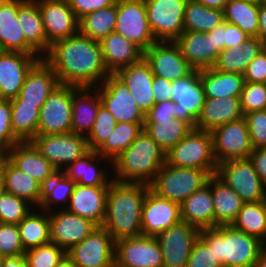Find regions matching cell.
Returning a JSON list of instances; mask_svg holds the SVG:
<instances>
[{"label": "cell", "instance_id": "cell-1", "mask_svg": "<svg viewBox=\"0 0 266 267\" xmlns=\"http://www.w3.org/2000/svg\"><path fill=\"white\" fill-rule=\"evenodd\" d=\"M43 59L52 67L60 85L97 87L110 74L100 42L79 32L51 45Z\"/></svg>", "mask_w": 266, "mask_h": 267}, {"label": "cell", "instance_id": "cell-2", "mask_svg": "<svg viewBox=\"0 0 266 267\" xmlns=\"http://www.w3.org/2000/svg\"><path fill=\"white\" fill-rule=\"evenodd\" d=\"M149 189V185L143 183H110L102 227L115 242L142 235V206Z\"/></svg>", "mask_w": 266, "mask_h": 267}, {"label": "cell", "instance_id": "cell-3", "mask_svg": "<svg viewBox=\"0 0 266 267\" xmlns=\"http://www.w3.org/2000/svg\"><path fill=\"white\" fill-rule=\"evenodd\" d=\"M199 239L212 251L223 267H254L266 244L259 238L219 225L201 229Z\"/></svg>", "mask_w": 266, "mask_h": 267}, {"label": "cell", "instance_id": "cell-4", "mask_svg": "<svg viewBox=\"0 0 266 267\" xmlns=\"http://www.w3.org/2000/svg\"><path fill=\"white\" fill-rule=\"evenodd\" d=\"M166 163V153L143 129L112 162L113 181L150 184Z\"/></svg>", "mask_w": 266, "mask_h": 267}, {"label": "cell", "instance_id": "cell-5", "mask_svg": "<svg viewBox=\"0 0 266 267\" xmlns=\"http://www.w3.org/2000/svg\"><path fill=\"white\" fill-rule=\"evenodd\" d=\"M211 176L203 169L174 167L166 162L149 188L157 196L181 204L193 192L206 185Z\"/></svg>", "mask_w": 266, "mask_h": 267}, {"label": "cell", "instance_id": "cell-6", "mask_svg": "<svg viewBox=\"0 0 266 267\" xmlns=\"http://www.w3.org/2000/svg\"><path fill=\"white\" fill-rule=\"evenodd\" d=\"M166 162L174 167L203 169L215 175L218 163L211 132L193 128L166 153Z\"/></svg>", "mask_w": 266, "mask_h": 267}, {"label": "cell", "instance_id": "cell-7", "mask_svg": "<svg viewBox=\"0 0 266 267\" xmlns=\"http://www.w3.org/2000/svg\"><path fill=\"white\" fill-rule=\"evenodd\" d=\"M30 142L58 172L90 151L86 136L73 132L36 135Z\"/></svg>", "mask_w": 266, "mask_h": 267}, {"label": "cell", "instance_id": "cell-8", "mask_svg": "<svg viewBox=\"0 0 266 267\" xmlns=\"http://www.w3.org/2000/svg\"><path fill=\"white\" fill-rule=\"evenodd\" d=\"M215 175L235 190L244 203L266 200V187L249 158L220 163Z\"/></svg>", "mask_w": 266, "mask_h": 267}, {"label": "cell", "instance_id": "cell-9", "mask_svg": "<svg viewBox=\"0 0 266 267\" xmlns=\"http://www.w3.org/2000/svg\"><path fill=\"white\" fill-rule=\"evenodd\" d=\"M73 85H58L40 107L37 135L72 132Z\"/></svg>", "mask_w": 266, "mask_h": 267}, {"label": "cell", "instance_id": "cell-10", "mask_svg": "<svg viewBox=\"0 0 266 267\" xmlns=\"http://www.w3.org/2000/svg\"><path fill=\"white\" fill-rule=\"evenodd\" d=\"M150 29L157 41H175L184 31L188 0H144Z\"/></svg>", "mask_w": 266, "mask_h": 267}, {"label": "cell", "instance_id": "cell-11", "mask_svg": "<svg viewBox=\"0 0 266 267\" xmlns=\"http://www.w3.org/2000/svg\"><path fill=\"white\" fill-rule=\"evenodd\" d=\"M115 32L143 51L157 42L148 23L144 0H117Z\"/></svg>", "mask_w": 266, "mask_h": 267}, {"label": "cell", "instance_id": "cell-12", "mask_svg": "<svg viewBox=\"0 0 266 267\" xmlns=\"http://www.w3.org/2000/svg\"><path fill=\"white\" fill-rule=\"evenodd\" d=\"M75 267H114L115 241L97 226L83 241L66 252Z\"/></svg>", "mask_w": 266, "mask_h": 267}, {"label": "cell", "instance_id": "cell-13", "mask_svg": "<svg viewBox=\"0 0 266 267\" xmlns=\"http://www.w3.org/2000/svg\"><path fill=\"white\" fill-rule=\"evenodd\" d=\"M214 156L218 164L248 159L254 150L245 118L228 122L211 131Z\"/></svg>", "mask_w": 266, "mask_h": 267}, {"label": "cell", "instance_id": "cell-14", "mask_svg": "<svg viewBox=\"0 0 266 267\" xmlns=\"http://www.w3.org/2000/svg\"><path fill=\"white\" fill-rule=\"evenodd\" d=\"M200 229L180 221L156 236L160 244L163 267H186Z\"/></svg>", "mask_w": 266, "mask_h": 267}, {"label": "cell", "instance_id": "cell-15", "mask_svg": "<svg viewBox=\"0 0 266 267\" xmlns=\"http://www.w3.org/2000/svg\"><path fill=\"white\" fill-rule=\"evenodd\" d=\"M114 267H163L156 237L140 235L116 241Z\"/></svg>", "mask_w": 266, "mask_h": 267}, {"label": "cell", "instance_id": "cell-16", "mask_svg": "<svg viewBox=\"0 0 266 267\" xmlns=\"http://www.w3.org/2000/svg\"><path fill=\"white\" fill-rule=\"evenodd\" d=\"M102 105L119 122H145V114L137 106L125 83L114 73H110L105 81L96 87Z\"/></svg>", "mask_w": 266, "mask_h": 267}, {"label": "cell", "instance_id": "cell-17", "mask_svg": "<svg viewBox=\"0 0 266 267\" xmlns=\"http://www.w3.org/2000/svg\"><path fill=\"white\" fill-rule=\"evenodd\" d=\"M145 61L154 76L176 81L190 75L195 69L182 56L174 41H157L144 51Z\"/></svg>", "mask_w": 266, "mask_h": 267}, {"label": "cell", "instance_id": "cell-18", "mask_svg": "<svg viewBox=\"0 0 266 267\" xmlns=\"http://www.w3.org/2000/svg\"><path fill=\"white\" fill-rule=\"evenodd\" d=\"M40 9L45 34L47 53L51 45L79 32V20L67 0H34Z\"/></svg>", "mask_w": 266, "mask_h": 267}, {"label": "cell", "instance_id": "cell-19", "mask_svg": "<svg viewBox=\"0 0 266 267\" xmlns=\"http://www.w3.org/2000/svg\"><path fill=\"white\" fill-rule=\"evenodd\" d=\"M171 94V100L176 103L175 118L185 120L196 129V121L205 102L199 70H194L185 78L172 81Z\"/></svg>", "mask_w": 266, "mask_h": 267}, {"label": "cell", "instance_id": "cell-20", "mask_svg": "<svg viewBox=\"0 0 266 267\" xmlns=\"http://www.w3.org/2000/svg\"><path fill=\"white\" fill-rule=\"evenodd\" d=\"M40 56L0 51V99L11 100L19 95L28 72L42 59Z\"/></svg>", "mask_w": 266, "mask_h": 267}, {"label": "cell", "instance_id": "cell-21", "mask_svg": "<svg viewBox=\"0 0 266 267\" xmlns=\"http://www.w3.org/2000/svg\"><path fill=\"white\" fill-rule=\"evenodd\" d=\"M181 221L180 204L147 191L141 214L142 235L156 237Z\"/></svg>", "mask_w": 266, "mask_h": 267}, {"label": "cell", "instance_id": "cell-22", "mask_svg": "<svg viewBox=\"0 0 266 267\" xmlns=\"http://www.w3.org/2000/svg\"><path fill=\"white\" fill-rule=\"evenodd\" d=\"M64 208V209H63ZM49 212L51 243L65 252L83 241L97 225L89 219L68 212L65 207Z\"/></svg>", "mask_w": 266, "mask_h": 267}, {"label": "cell", "instance_id": "cell-23", "mask_svg": "<svg viewBox=\"0 0 266 267\" xmlns=\"http://www.w3.org/2000/svg\"><path fill=\"white\" fill-rule=\"evenodd\" d=\"M174 42L195 70L209 69L215 65L218 47H215L213 31H184Z\"/></svg>", "mask_w": 266, "mask_h": 267}, {"label": "cell", "instance_id": "cell-24", "mask_svg": "<svg viewBox=\"0 0 266 267\" xmlns=\"http://www.w3.org/2000/svg\"><path fill=\"white\" fill-rule=\"evenodd\" d=\"M58 85L57 75L42 58L28 72L19 95L10 102L36 104L40 108Z\"/></svg>", "mask_w": 266, "mask_h": 267}, {"label": "cell", "instance_id": "cell-25", "mask_svg": "<svg viewBox=\"0 0 266 267\" xmlns=\"http://www.w3.org/2000/svg\"><path fill=\"white\" fill-rule=\"evenodd\" d=\"M108 189L109 186H82L76 183L65 209L102 226L106 215Z\"/></svg>", "mask_w": 266, "mask_h": 267}, {"label": "cell", "instance_id": "cell-26", "mask_svg": "<svg viewBox=\"0 0 266 267\" xmlns=\"http://www.w3.org/2000/svg\"><path fill=\"white\" fill-rule=\"evenodd\" d=\"M5 157L19 170L33 176L45 186L58 170L34 147L31 142H20L6 151Z\"/></svg>", "mask_w": 266, "mask_h": 267}, {"label": "cell", "instance_id": "cell-27", "mask_svg": "<svg viewBox=\"0 0 266 267\" xmlns=\"http://www.w3.org/2000/svg\"><path fill=\"white\" fill-rule=\"evenodd\" d=\"M114 74L125 83L144 114L155 105L152 94L154 75L144 58L137 63L118 69Z\"/></svg>", "mask_w": 266, "mask_h": 267}, {"label": "cell", "instance_id": "cell-28", "mask_svg": "<svg viewBox=\"0 0 266 267\" xmlns=\"http://www.w3.org/2000/svg\"><path fill=\"white\" fill-rule=\"evenodd\" d=\"M17 15L18 0H0V50L38 54L25 41Z\"/></svg>", "mask_w": 266, "mask_h": 267}, {"label": "cell", "instance_id": "cell-29", "mask_svg": "<svg viewBox=\"0 0 266 267\" xmlns=\"http://www.w3.org/2000/svg\"><path fill=\"white\" fill-rule=\"evenodd\" d=\"M244 117L240 97L205 98L196 129L209 131Z\"/></svg>", "mask_w": 266, "mask_h": 267}, {"label": "cell", "instance_id": "cell-30", "mask_svg": "<svg viewBox=\"0 0 266 267\" xmlns=\"http://www.w3.org/2000/svg\"><path fill=\"white\" fill-rule=\"evenodd\" d=\"M92 89H94L95 94L91 96ZM101 104V98L99 92L96 91V87H77L73 85L72 132L87 137L92 131Z\"/></svg>", "mask_w": 266, "mask_h": 267}, {"label": "cell", "instance_id": "cell-31", "mask_svg": "<svg viewBox=\"0 0 266 267\" xmlns=\"http://www.w3.org/2000/svg\"><path fill=\"white\" fill-rule=\"evenodd\" d=\"M104 64L110 73L141 61L144 51L121 34L110 33L100 41Z\"/></svg>", "mask_w": 266, "mask_h": 267}, {"label": "cell", "instance_id": "cell-32", "mask_svg": "<svg viewBox=\"0 0 266 267\" xmlns=\"http://www.w3.org/2000/svg\"><path fill=\"white\" fill-rule=\"evenodd\" d=\"M0 177L7 193L27 200L29 203L40 206L44 186L15 167L6 157L0 163Z\"/></svg>", "mask_w": 266, "mask_h": 267}, {"label": "cell", "instance_id": "cell-33", "mask_svg": "<svg viewBox=\"0 0 266 267\" xmlns=\"http://www.w3.org/2000/svg\"><path fill=\"white\" fill-rule=\"evenodd\" d=\"M181 221L198 229L214 228V206L210 178L206 185L193 192L180 204Z\"/></svg>", "mask_w": 266, "mask_h": 267}, {"label": "cell", "instance_id": "cell-34", "mask_svg": "<svg viewBox=\"0 0 266 267\" xmlns=\"http://www.w3.org/2000/svg\"><path fill=\"white\" fill-rule=\"evenodd\" d=\"M18 22L23 30L25 41L40 55L47 54V37L42 15L34 0H18Z\"/></svg>", "mask_w": 266, "mask_h": 267}, {"label": "cell", "instance_id": "cell-35", "mask_svg": "<svg viewBox=\"0 0 266 267\" xmlns=\"http://www.w3.org/2000/svg\"><path fill=\"white\" fill-rule=\"evenodd\" d=\"M210 188L214 206V227L231 225L244 204L242 198L216 175L210 177Z\"/></svg>", "mask_w": 266, "mask_h": 267}, {"label": "cell", "instance_id": "cell-36", "mask_svg": "<svg viewBox=\"0 0 266 267\" xmlns=\"http://www.w3.org/2000/svg\"><path fill=\"white\" fill-rule=\"evenodd\" d=\"M265 49L266 44L260 38L249 36L241 45L222 50L213 68L243 75L247 65Z\"/></svg>", "mask_w": 266, "mask_h": 267}, {"label": "cell", "instance_id": "cell-37", "mask_svg": "<svg viewBox=\"0 0 266 267\" xmlns=\"http://www.w3.org/2000/svg\"><path fill=\"white\" fill-rule=\"evenodd\" d=\"M205 98L240 97L244 77L242 74L218 71L213 67L199 70Z\"/></svg>", "mask_w": 266, "mask_h": 267}, {"label": "cell", "instance_id": "cell-38", "mask_svg": "<svg viewBox=\"0 0 266 267\" xmlns=\"http://www.w3.org/2000/svg\"><path fill=\"white\" fill-rule=\"evenodd\" d=\"M100 158L104 159V162L108 160L101 157L96 151L90 150L83 157L64 167L66 169H63L62 172L69 179L82 186H109L113 177L108 176L105 168L104 170L103 168L100 169L95 164L98 162L96 160H100Z\"/></svg>", "mask_w": 266, "mask_h": 267}, {"label": "cell", "instance_id": "cell-39", "mask_svg": "<svg viewBox=\"0 0 266 267\" xmlns=\"http://www.w3.org/2000/svg\"><path fill=\"white\" fill-rule=\"evenodd\" d=\"M143 129L167 153L180 142L193 127L182 119L145 120Z\"/></svg>", "mask_w": 266, "mask_h": 267}, {"label": "cell", "instance_id": "cell-40", "mask_svg": "<svg viewBox=\"0 0 266 267\" xmlns=\"http://www.w3.org/2000/svg\"><path fill=\"white\" fill-rule=\"evenodd\" d=\"M35 211L37 210L33 208L17 225L25 251L51 242L49 212L43 214L42 210L37 213Z\"/></svg>", "mask_w": 266, "mask_h": 267}, {"label": "cell", "instance_id": "cell-41", "mask_svg": "<svg viewBox=\"0 0 266 267\" xmlns=\"http://www.w3.org/2000/svg\"><path fill=\"white\" fill-rule=\"evenodd\" d=\"M145 122H119L116 123L112 134L96 150L105 157L110 164L118 157L142 132Z\"/></svg>", "mask_w": 266, "mask_h": 267}, {"label": "cell", "instance_id": "cell-42", "mask_svg": "<svg viewBox=\"0 0 266 267\" xmlns=\"http://www.w3.org/2000/svg\"><path fill=\"white\" fill-rule=\"evenodd\" d=\"M116 19L117 0L113 5L88 13L79 19V33L100 42L115 32Z\"/></svg>", "mask_w": 266, "mask_h": 267}, {"label": "cell", "instance_id": "cell-43", "mask_svg": "<svg viewBox=\"0 0 266 267\" xmlns=\"http://www.w3.org/2000/svg\"><path fill=\"white\" fill-rule=\"evenodd\" d=\"M259 4L245 0H230L224 8V21L237 25L250 37L259 31Z\"/></svg>", "mask_w": 266, "mask_h": 267}, {"label": "cell", "instance_id": "cell-44", "mask_svg": "<svg viewBox=\"0 0 266 267\" xmlns=\"http://www.w3.org/2000/svg\"><path fill=\"white\" fill-rule=\"evenodd\" d=\"M231 226L266 244V200L244 203Z\"/></svg>", "mask_w": 266, "mask_h": 267}, {"label": "cell", "instance_id": "cell-45", "mask_svg": "<svg viewBox=\"0 0 266 267\" xmlns=\"http://www.w3.org/2000/svg\"><path fill=\"white\" fill-rule=\"evenodd\" d=\"M224 22V10L207 8L198 0L186 2L184 14L185 31L209 32Z\"/></svg>", "mask_w": 266, "mask_h": 267}, {"label": "cell", "instance_id": "cell-46", "mask_svg": "<svg viewBox=\"0 0 266 267\" xmlns=\"http://www.w3.org/2000/svg\"><path fill=\"white\" fill-rule=\"evenodd\" d=\"M39 114L36 104L11 103V127L20 142H30L37 135Z\"/></svg>", "mask_w": 266, "mask_h": 267}, {"label": "cell", "instance_id": "cell-47", "mask_svg": "<svg viewBox=\"0 0 266 267\" xmlns=\"http://www.w3.org/2000/svg\"><path fill=\"white\" fill-rule=\"evenodd\" d=\"M76 183L69 179L62 171L58 172L43 188V197L40 204L42 211H52L55 204L64 203L68 206L71 194ZM54 203V204H53Z\"/></svg>", "mask_w": 266, "mask_h": 267}, {"label": "cell", "instance_id": "cell-48", "mask_svg": "<svg viewBox=\"0 0 266 267\" xmlns=\"http://www.w3.org/2000/svg\"><path fill=\"white\" fill-rule=\"evenodd\" d=\"M34 206L27 200L5 192L0 200V223L18 225Z\"/></svg>", "mask_w": 266, "mask_h": 267}, {"label": "cell", "instance_id": "cell-49", "mask_svg": "<svg viewBox=\"0 0 266 267\" xmlns=\"http://www.w3.org/2000/svg\"><path fill=\"white\" fill-rule=\"evenodd\" d=\"M116 123L113 115L101 104L92 131L86 137L89 150L96 151L112 134Z\"/></svg>", "mask_w": 266, "mask_h": 267}, {"label": "cell", "instance_id": "cell-50", "mask_svg": "<svg viewBox=\"0 0 266 267\" xmlns=\"http://www.w3.org/2000/svg\"><path fill=\"white\" fill-rule=\"evenodd\" d=\"M28 267H55L66 252L54 243L37 246L25 252Z\"/></svg>", "mask_w": 266, "mask_h": 267}, {"label": "cell", "instance_id": "cell-51", "mask_svg": "<svg viewBox=\"0 0 266 267\" xmlns=\"http://www.w3.org/2000/svg\"><path fill=\"white\" fill-rule=\"evenodd\" d=\"M240 104L243 114L266 110V83L244 82Z\"/></svg>", "mask_w": 266, "mask_h": 267}, {"label": "cell", "instance_id": "cell-52", "mask_svg": "<svg viewBox=\"0 0 266 267\" xmlns=\"http://www.w3.org/2000/svg\"><path fill=\"white\" fill-rule=\"evenodd\" d=\"M0 252L5 257L25 254L17 225L0 223Z\"/></svg>", "mask_w": 266, "mask_h": 267}, {"label": "cell", "instance_id": "cell-53", "mask_svg": "<svg viewBox=\"0 0 266 267\" xmlns=\"http://www.w3.org/2000/svg\"><path fill=\"white\" fill-rule=\"evenodd\" d=\"M253 149L266 147V110L244 114Z\"/></svg>", "mask_w": 266, "mask_h": 267}, {"label": "cell", "instance_id": "cell-54", "mask_svg": "<svg viewBox=\"0 0 266 267\" xmlns=\"http://www.w3.org/2000/svg\"><path fill=\"white\" fill-rule=\"evenodd\" d=\"M18 143L11 127V102L0 99V146L7 151Z\"/></svg>", "mask_w": 266, "mask_h": 267}, {"label": "cell", "instance_id": "cell-55", "mask_svg": "<svg viewBox=\"0 0 266 267\" xmlns=\"http://www.w3.org/2000/svg\"><path fill=\"white\" fill-rule=\"evenodd\" d=\"M186 267H223L199 238L194 243Z\"/></svg>", "mask_w": 266, "mask_h": 267}, {"label": "cell", "instance_id": "cell-56", "mask_svg": "<svg viewBox=\"0 0 266 267\" xmlns=\"http://www.w3.org/2000/svg\"><path fill=\"white\" fill-rule=\"evenodd\" d=\"M243 77L245 82L266 83V49L247 65Z\"/></svg>", "mask_w": 266, "mask_h": 267}, {"label": "cell", "instance_id": "cell-57", "mask_svg": "<svg viewBox=\"0 0 266 267\" xmlns=\"http://www.w3.org/2000/svg\"><path fill=\"white\" fill-rule=\"evenodd\" d=\"M79 20L88 13L113 5L116 0H67Z\"/></svg>", "mask_w": 266, "mask_h": 267}, {"label": "cell", "instance_id": "cell-58", "mask_svg": "<svg viewBox=\"0 0 266 267\" xmlns=\"http://www.w3.org/2000/svg\"><path fill=\"white\" fill-rule=\"evenodd\" d=\"M176 103L172 100L155 104L146 114L145 120L175 119Z\"/></svg>", "mask_w": 266, "mask_h": 267}, {"label": "cell", "instance_id": "cell-59", "mask_svg": "<svg viewBox=\"0 0 266 267\" xmlns=\"http://www.w3.org/2000/svg\"><path fill=\"white\" fill-rule=\"evenodd\" d=\"M249 36L244 33L237 25L223 22V42H225V49L239 46L245 42Z\"/></svg>", "mask_w": 266, "mask_h": 267}, {"label": "cell", "instance_id": "cell-60", "mask_svg": "<svg viewBox=\"0 0 266 267\" xmlns=\"http://www.w3.org/2000/svg\"><path fill=\"white\" fill-rule=\"evenodd\" d=\"M171 88L172 81L154 76L152 82V94L154 97L155 104L171 100Z\"/></svg>", "mask_w": 266, "mask_h": 267}, {"label": "cell", "instance_id": "cell-61", "mask_svg": "<svg viewBox=\"0 0 266 267\" xmlns=\"http://www.w3.org/2000/svg\"><path fill=\"white\" fill-rule=\"evenodd\" d=\"M249 159L258 173L262 184L266 187V147L254 149L249 155Z\"/></svg>", "mask_w": 266, "mask_h": 267}, {"label": "cell", "instance_id": "cell-62", "mask_svg": "<svg viewBox=\"0 0 266 267\" xmlns=\"http://www.w3.org/2000/svg\"><path fill=\"white\" fill-rule=\"evenodd\" d=\"M259 31L258 38L266 44V5H259Z\"/></svg>", "mask_w": 266, "mask_h": 267}, {"label": "cell", "instance_id": "cell-63", "mask_svg": "<svg viewBox=\"0 0 266 267\" xmlns=\"http://www.w3.org/2000/svg\"><path fill=\"white\" fill-rule=\"evenodd\" d=\"M1 267H28L25 255L4 257Z\"/></svg>", "mask_w": 266, "mask_h": 267}, {"label": "cell", "instance_id": "cell-64", "mask_svg": "<svg viewBox=\"0 0 266 267\" xmlns=\"http://www.w3.org/2000/svg\"><path fill=\"white\" fill-rule=\"evenodd\" d=\"M214 32L215 47H218L219 53L225 49V42H223V22L212 30Z\"/></svg>", "mask_w": 266, "mask_h": 267}, {"label": "cell", "instance_id": "cell-65", "mask_svg": "<svg viewBox=\"0 0 266 267\" xmlns=\"http://www.w3.org/2000/svg\"><path fill=\"white\" fill-rule=\"evenodd\" d=\"M202 5H204L207 8H214L219 10H224L225 5L230 0H198Z\"/></svg>", "mask_w": 266, "mask_h": 267}, {"label": "cell", "instance_id": "cell-66", "mask_svg": "<svg viewBox=\"0 0 266 267\" xmlns=\"http://www.w3.org/2000/svg\"><path fill=\"white\" fill-rule=\"evenodd\" d=\"M254 267H266V249L261 253Z\"/></svg>", "mask_w": 266, "mask_h": 267}, {"label": "cell", "instance_id": "cell-67", "mask_svg": "<svg viewBox=\"0 0 266 267\" xmlns=\"http://www.w3.org/2000/svg\"><path fill=\"white\" fill-rule=\"evenodd\" d=\"M55 267H75L72 261L66 256Z\"/></svg>", "mask_w": 266, "mask_h": 267}, {"label": "cell", "instance_id": "cell-68", "mask_svg": "<svg viewBox=\"0 0 266 267\" xmlns=\"http://www.w3.org/2000/svg\"><path fill=\"white\" fill-rule=\"evenodd\" d=\"M6 192L4 183L0 177V200L3 197L4 193Z\"/></svg>", "mask_w": 266, "mask_h": 267}, {"label": "cell", "instance_id": "cell-69", "mask_svg": "<svg viewBox=\"0 0 266 267\" xmlns=\"http://www.w3.org/2000/svg\"><path fill=\"white\" fill-rule=\"evenodd\" d=\"M5 155H6V151L0 146V163L5 158Z\"/></svg>", "mask_w": 266, "mask_h": 267}, {"label": "cell", "instance_id": "cell-70", "mask_svg": "<svg viewBox=\"0 0 266 267\" xmlns=\"http://www.w3.org/2000/svg\"><path fill=\"white\" fill-rule=\"evenodd\" d=\"M245 1H250L259 5L261 4V0H245Z\"/></svg>", "mask_w": 266, "mask_h": 267}, {"label": "cell", "instance_id": "cell-71", "mask_svg": "<svg viewBox=\"0 0 266 267\" xmlns=\"http://www.w3.org/2000/svg\"><path fill=\"white\" fill-rule=\"evenodd\" d=\"M4 257L5 256L0 252V267L2 266V262H3Z\"/></svg>", "mask_w": 266, "mask_h": 267}, {"label": "cell", "instance_id": "cell-72", "mask_svg": "<svg viewBox=\"0 0 266 267\" xmlns=\"http://www.w3.org/2000/svg\"><path fill=\"white\" fill-rule=\"evenodd\" d=\"M261 4L266 5V0H261Z\"/></svg>", "mask_w": 266, "mask_h": 267}]
</instances>
